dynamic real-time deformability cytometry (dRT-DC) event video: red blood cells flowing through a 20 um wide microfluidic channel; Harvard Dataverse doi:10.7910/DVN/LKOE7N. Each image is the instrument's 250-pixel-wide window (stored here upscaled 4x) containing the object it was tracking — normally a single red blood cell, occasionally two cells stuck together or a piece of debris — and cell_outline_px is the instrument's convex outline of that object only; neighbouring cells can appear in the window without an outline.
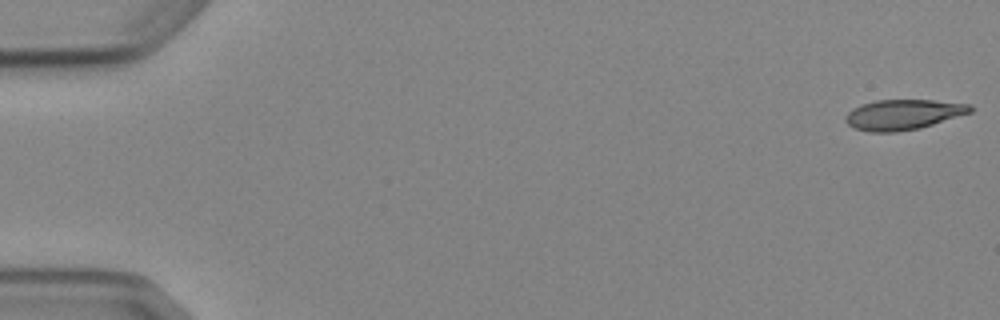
{"species": "Egyptian fruit bat (a non-hibernating species)", "species_latin": "Rousettus aegyptiacus", "temperature_condition": "cold", "stored_images_in_passage": 6, "camera_frame_rate_fps": 3000, "um_per_image_px": 0.085, "animal": {"sex": "female"}, "frame": {"image": 1, "passage_image": 1, "time_ms": 0.0, "image_size_px": [1000, 320], "cell_outline_px": [[972, 112], [920, 128], [896, 132], [868, 132], [856, 128], [848, 124], [844, 120], [844, 116], [852, 108], [860, 104], [876, 100], [932, 100], [972, 104]], "centroid_in_image_um": [76.75, 9.73], "position_along_channel_um": 8.3, "area_um2": 22.08}}
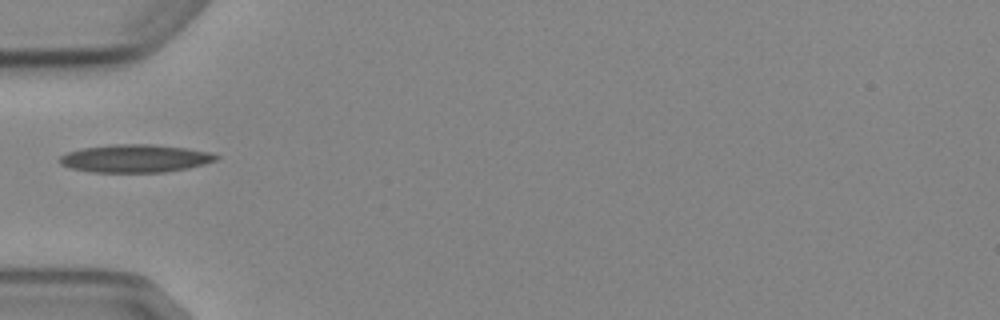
{"frame": {"image": 2, "passage_image": 5, "time_ms": 5.667, "image_size_px": [1000, 320], "cell_outline_px": [[220, 156], [216, 160], [204, 164], [188, 168], [164, 172], [88, 172], [68, 168], [60, 164], [60, 156], [68, 152], [84, 148], [112, 144], [152, 144], [184, 148], [212, 152]], "centroid_in_image_um": [11.49, 13.47], "position_along_channel_um": 73.5, "area_um2": 25.49}}
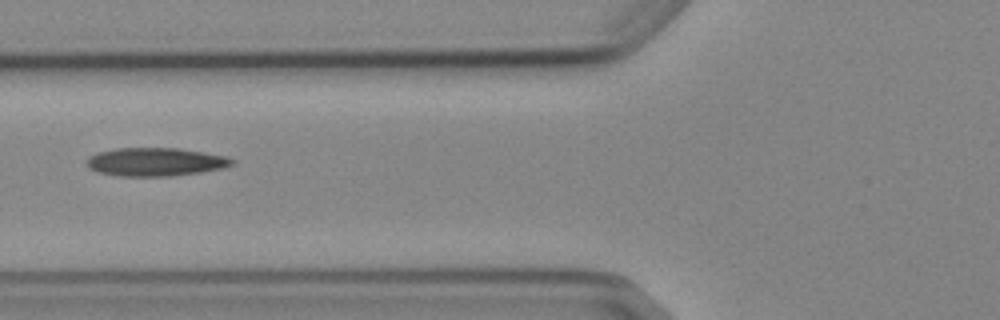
{"frame": {"image": 3, "passage_image": 6, "time_ms": 6.667, "image_size_px": [1000, 320], "cell_outline_px": [[236, 164], [224, 168], [200, 172], [172, 176], [120, 176], [96, 172], [88, 168], [88, 156], [96, 152], [116, 148], [176, 148], [228, 156], [236, 160]], "centroid_in_image_um": [13.24, 13.76], "position_along_channel_um": 112.6, "area_um2": 24.22}}